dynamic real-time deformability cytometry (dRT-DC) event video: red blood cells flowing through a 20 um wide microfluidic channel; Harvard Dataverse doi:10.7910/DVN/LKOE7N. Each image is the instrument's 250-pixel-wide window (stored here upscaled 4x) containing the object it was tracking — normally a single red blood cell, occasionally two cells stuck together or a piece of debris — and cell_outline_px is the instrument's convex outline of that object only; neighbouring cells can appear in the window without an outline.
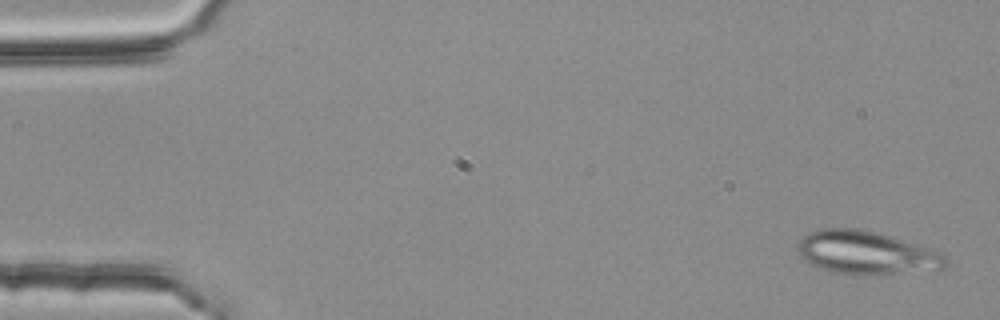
{"species": "common noctule bat (a hibernating species)", "species_latin": "Nyctalus noctula", "temperature_condition": "room temperature", "stored_images_in_passage": 5, "segment_of_instrument_passage": [2, 2], "camera_frame_rate_fps": 3000, "um_per_image_px": 0.085, "animal": {"sex": "female", "body_mass_g": 25.1}, "frame": {"image": 1, "passage_image": 5, "time_ms": 1.333, "image_size_px": [1000, 320], "cell_outline_px": [[948, 264], [944, 268], [936, 272], [872, 276], [856, 276], [832, 272], [820, 268], [804, 260], [800, 256], [796, 248], [796, 244], [808, 232], [820, 228], [856, 228], [876, 232], [892, 236], [936, 248], [944, 252], [948, 260]], "centroid_in_image_um": [73.77, 21.52], "position_along_channel_um": 11.2, "area_um2": 39.13}}